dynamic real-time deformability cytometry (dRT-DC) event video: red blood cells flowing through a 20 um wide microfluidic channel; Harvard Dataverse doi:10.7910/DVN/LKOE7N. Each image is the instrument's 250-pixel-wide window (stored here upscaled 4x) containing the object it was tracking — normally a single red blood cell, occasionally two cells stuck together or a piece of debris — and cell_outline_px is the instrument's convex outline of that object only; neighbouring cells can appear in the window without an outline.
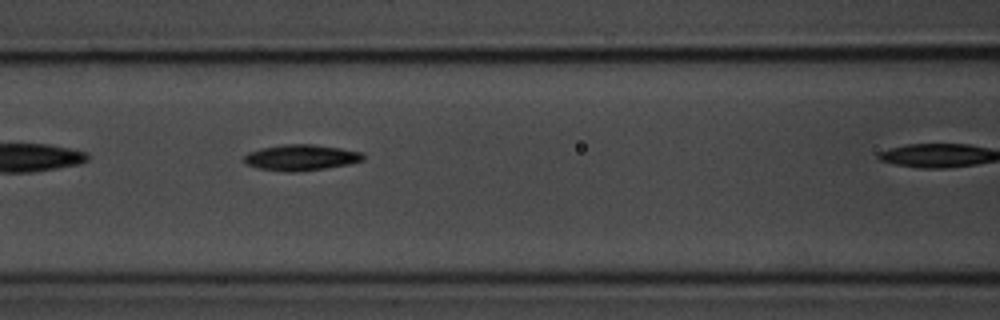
{"species": "common noctule bat (a hibernating species)", "species_latin": "Nyctalus noctula", "temperature_condition": "room temperature", "stored_images_in_passage": 9, "camera_frame_rate_fps": 3000, "um_per_image_px": 0.085, "animal": {"sex": "male", "body_mass_g": 20.1, "forearm_length_mm": 53.5}, "frame": {"image": 1, "passage_image": 8, "time_ms": 2.333, "image_size_px": [1000, 320], "cell_outline_px": [[364, 160], [348, 164], [324, 168], [292, 172], [288, 172], [260, 168], [248, 164], [244, 160], [244, 156], [248, 152], [260, 148], [284, 144], [312, 144], [340, 148], [360, 152], [364, 156]], "centroid_in_image_um": [25.57, 13.38], "position_along_channel_um": 141.0, "area_um2": 17.69}}